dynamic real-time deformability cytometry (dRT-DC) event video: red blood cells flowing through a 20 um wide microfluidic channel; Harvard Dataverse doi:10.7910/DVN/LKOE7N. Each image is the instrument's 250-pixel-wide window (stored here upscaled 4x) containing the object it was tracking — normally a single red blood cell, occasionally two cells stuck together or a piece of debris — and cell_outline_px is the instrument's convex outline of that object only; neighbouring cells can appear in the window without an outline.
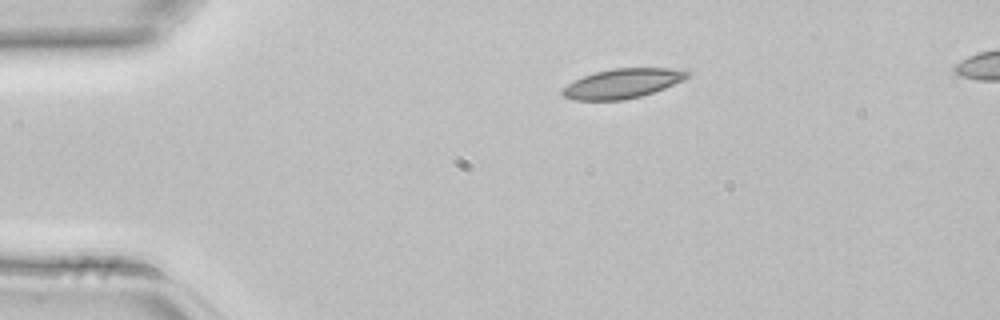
{"species": "common noctule bat (a hibernating species)", "species_latin": "Nyctalus noctula", "temperature_condition": "room temperature", "stored_images_in_passage": 2, "segment_of_instrument_passage": [1, 2], "camera_frame_rate_fps": 3000, "um_per_image_px": 0.085, "animal": {"sex": "female", "body_mass_g": 22.7, "forearm_length_mm": 54.2}, "frame": {"image": 1, "passage_image": 1, "time_ms": 0.0, "image_size_px": [1000, 320], "cell_outline_px": [[692, 72], [688, 76], [664, 88], [640, 96], [624, 100], [576, 100], [564, 96], [560, 92], [568, 84], [584, 76], [596, 72], [612, 68], [668, 68]], "centroid_in_image_um": [52.88, 7.09], "position_along_channel_um": 32.1, "area_um2": 21.04}}